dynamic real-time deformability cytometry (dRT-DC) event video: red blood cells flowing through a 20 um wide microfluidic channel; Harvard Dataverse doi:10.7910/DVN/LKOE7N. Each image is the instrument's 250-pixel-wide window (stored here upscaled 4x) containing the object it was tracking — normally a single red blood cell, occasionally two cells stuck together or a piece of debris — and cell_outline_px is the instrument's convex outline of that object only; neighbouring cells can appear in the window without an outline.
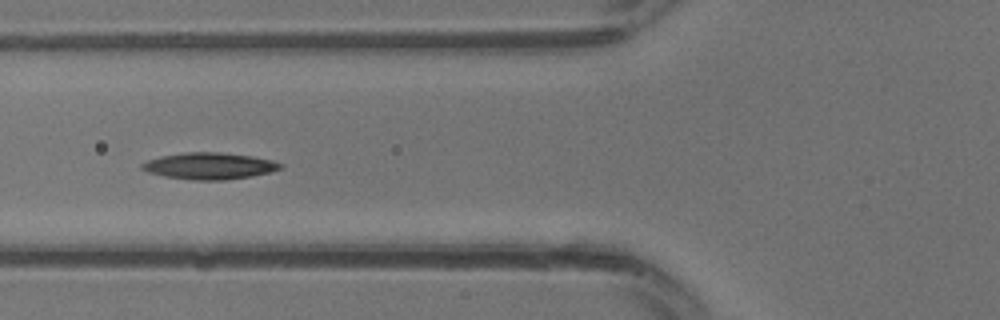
{"species": "common noctule bat (a hibernating species)", "species_latin": "Nyctalus noctula", "temperature_condition": "warm", "stored_images_in_passage": 23, "camera_frame_rate_fps": 3000, "um_per_image_px": 0.085, "animal": {"sex": "male", "body_mass_g": 13.3}, "frame": {"image": 1, "passage_image": 3, "time_ms": 0.667, "image_size_px": [1000, 320], "cell_outline_px": [[284, 164], [280, 168], [268, 172], [252, 176], [224, 180], [192, 180], [164, 176], [148, 172], [140, 168], [140, 164], [148, 160], [160, 156], [184, 152], [220, 152], [252, 156], [272, 160]], "centroid_in_image_um": [17.76, 14.1], "position_along_channel_um": 108.0, "area_um2": 21.44}}
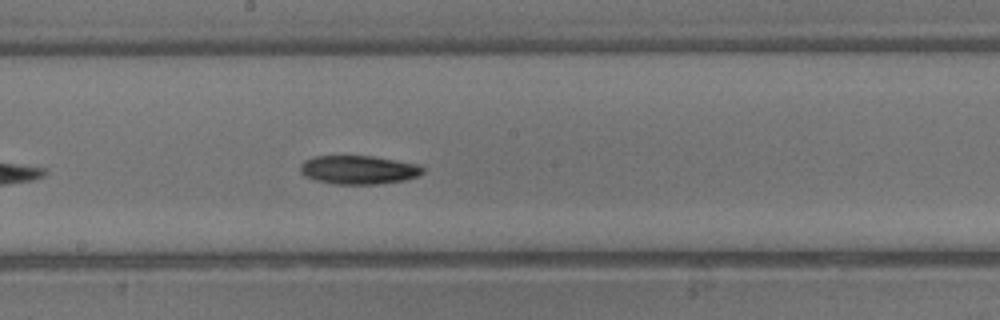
{"frame": {"image": 2, "passage_image": 8, "time_ms": 2.333, "image_size_px": [1000, 320], "cell_outline_px": [[424, 172], [420, 176], [404, 180], [380, 184], [336, 184], [316, 180], [304, 176], [300, 172], [300, 164], [304, 160], [312, 156], [372, 156], [420, 164], [424, 168]], "centroid_in_image_um": [30.49, 14.43], "position_along_channel_um": 217.7, "area_um2": 20.69}}
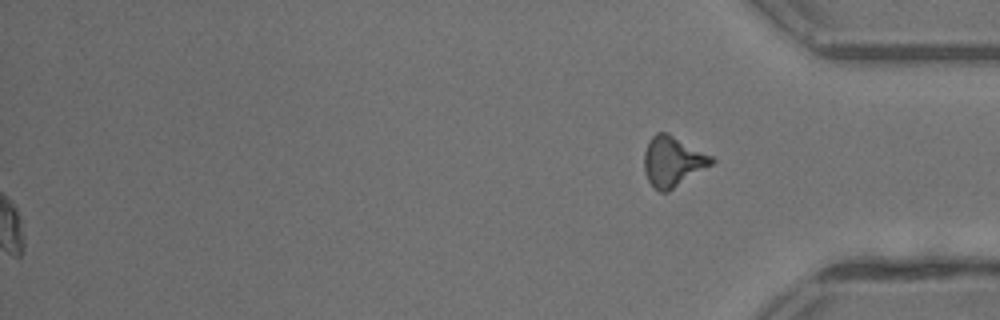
{"frame": {"image": 3, "passage_image": 23, "time_ms": 7.333, "image_size_px": [1000, 320], "cell_outline_px": [[716, 160], [712, 164], [668, 192], [660, 192], [648, 180], [644, 172], [644, 152], [648, 140], [656, 132], [668, 132], [712, 156]], "centroid_in_image_um": [57.16, 13.7], "position_along_channel_um": 378.0, "area_um2": 19.71}}